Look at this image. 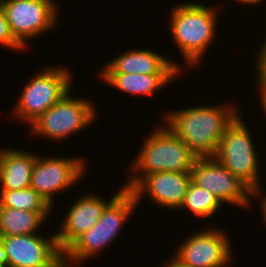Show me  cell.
I'll return each instance as SVG.
<instances>
[{
    "instance_id": "cell-20",
    "label": "cell",
    "mask_w": 266,
    "mask_h": 267,
    "mask_svg": "<svg viewBox=\"0 0 266 267\" xmlns=\"http://www.w3.org/2000/svg\"><path fill=\"white\" fill-rule=\"evenodd\" d=\"M0 207L34 212H51L48 203L31 187L0 190Z\"/></svg>"
},
{
    "instance_id": "cell-6",
    "label": "cell",
    "mask_w": 266,
    "mask_h": 267,
    "mask_svg": "<svg viewBox=\"0 0 266 267\" xmlns=\"http://www.w3.org/2000/svg\"><path fill=\"white\" fill-rule=\"evenodd\" d=\"M70 93L71 90L30 125V134L62 142L93 124L98 118L95 104L73 98Z\"/></svg>"
},
{
    "instance_id": "cell-25",
    "label": "cell",
    "mask_w": 266,
    "mask_h": 267,
    "mask_svg": "<svg viewBox=\"0 0 266 267\" xmlns=\"http://www.w3.org/2000/svg\"><path fill=\"white\" fill-rule=\"evenodd\" d=\"M0 267H8L6 252L1 241H0Z\"/></svg>"
},
{
    "instance_id": "cell-22",
    "label": "cell",
    "mask_w": 266,
    "mask_h": 267,
    "mask_svg": "<svg viewBox=\"0 0 266 267\" xmlns=\"http://www.w3.org/2000/svg\"><path fill=\"white\" fill-rule=\"evenodd\" d=\"M261 41L258 51H256V56L254 65L256 72V79L266 88V38Z\"/></svg>"
},
{
    "instance_id": "cell-27",
    "label": "cell",
    "mask_w": 266,
    "mask_h": 267,
    "mask_svg": "<svg viewBox=\"0 0 266 267\" xmlns=\"http://www.w3.org/2000/svg\"><path fill=\"white\" fill-rule=\"evenodd\" d=\"M162 267H182V266L173 258H170L169 260H167V262H165V264H162Z\"/></svg>"
},
{
    "instance_id": "cell-24",
    "label": "cell",
    "mask_w": 266,
    "mask_h": 267,
    "mask_svg": "<svg viewBox=\"0 0 266 267\" xmlns=\"http://www.w3.org/2000/svg\"><path fill=\"white\" fill-rule=\"evenodd\" d=\"M256 87H257V92L259 93V98H260V105L261 108L264 110L263 113L266 114V88L256 79Z\"/></svg>"
},
{
    "instance_id": "cell-7",
    "label": "cell",
    "mask_w": 266,
    "mask_h": 267,
    "mask_svg": "<svg viewBox=\"0 0 266 267\" xmlns=\"http://www.w3.org/2000/svg\"><path fill=\"white\" fill-rule=\"evenodd\" d=\"M246 124L239 114L224 133L214 157L253 191L263 184L257 147Z\"/></svg>"
},
{
    "instance_id": "cell-13",
    "label": "cell",
    "mask_w": 266,
    "mask_h": 267,
    "mask_svg": "<svg viewBox=\"0 0 266 267\" xmlns=\"http://www.w3.org/2000/svg\"><path fill=\"white\" fill-rule=\"evenodd\" d=\"M191 182V173L156 172L145 174L130 191L137 203L146 195L158 207L179 210Z\"/></svg>"
},
{
    "instance_id": "cell-4",
    "label": "cell",
    "mask_w": 266,
    "mask_h": 267,
    "mask_svg": "<svg viewBox=\"0 0 266 267\" xmlns=\"http://www.w3.org/2000/svg\"><path fill=\"white\" fill-rule=\"evenodd\" d=\"M134 194L123 189L103 210L98 222L80 235L64 252L63 265L77 266L107 249L138 207Z\"/></svg>"
},
{
    "instance_id": "cell-14",
    "label": "cell",
    "mask_w": 266,
    "mask_h": 267,
    "mask_svg": "<svg viewBox=\"0 0 266 267\" xmlns=\"http://www.w3.org/2000/svg\"><path fill=\"white\" fill-rule=\"evenodd\" d=\"M124 189L120 187L118 191L110 198V201L104 200L96 193H87L76 199L68 211H66L64 220L60 229L55 232L56 241L59 249L64 252L80 235L92 228L100 219L105 207Z\"/></svg>"
},
{
    "instance_id": "cell-17",
    "label": "cell",
    "mask_w": 266,
    "mask_h": 267,
    "mask_svg": "<svg viewBox=\"0 0 266 267\" xmlns=\"http://www.w3.org/2000/svg\"><path fill=\"white\" fill-rule=\"evenodd\" d=\"M107 85L130 95L154 96L158 90H163L169 83L177 80L183 74H128V73H98ZM175 79V80H174Z\"/></svg>"
},
{
    "instance_id": "cell-21",
    "label": "cell",
    "mask_w": 266,
    "mask_h": 267,
    "mask_svg": "<svg viewBox=\"0 0 266 267\" xmlns=\"http://www.w3.org/2000/svg\"><path fill=\"white\" fill-rule=\"evenodd\" d=\"M0 46L15 51H24V47L14 38L10 26L6 20L3 5L0 4Z\"/></svg>"
},
{
    "instance_id": "cell-8",
    "label": "cell",
    "mask_w": 266,
    "mask_h": 267,
    "mask_svg": "<svg viewBox=\"0 0 266 267\" xmlns=\"http://www.w3.org/2000/svg\"><path fill=\"white\" fill-rule=\"evenodd\" d=\"M56 0H3L6 20L14 38L27 49L30 41L59 24ZM31 39V40H30ZM30 40V41H28Z\"/></svg>"
},
{
    "instance_id": "cell-26",
    "label": "cell",
    "mask_w": 266,
    "mask_h": 267,
    "mask_svg": "<svg viewBox=\"0 0 266 267\" xmlns=\"http://www.w3.org/2000/svg\"><path fill=\"white\" fill-rule=\"evenodd\" d=\"M232 1H236V3L238 4H243V5H248L251 4L250 6L252 5H257L260 6V3L264 2V0H232Z\"/></svg>"
},
{
    "instance_id": "cell-5",
    "label": "cell",
    "mask_w": 266,
    "mask_h": 267,
    "mask_svg": "<svg viewBox=\"0 0 266 267\" xmlns=\"http://www.w3.org/2000/svg\"><path fill=\"white\" fill-rule=\"evenodd\" d=\"M71 69L59 66L40 68L32 75L13 107L14 119L30 126L45 111L55 105L72 89ZM73 78V79H72Z\"/></svg>"
},
{
    "instance_id": "cell-18",
    "label": "cell",
    "mask_w": 266,
    "mask_h": 267,
    "mask_svg": "<svg viewBox=\"0 0 266 267\" xmlns=\"http://www.w3.org/2000/svg\"><path fill=\"white\" fill-rule=\"evenodd\" d=\"M50 213L0 207V237L36 234Z\"/></svg>"
},
{
    "instance_id": "cell-2",
    "label": "cell",
    "mask_w": 266,
    "mask_h": 267,
    "mask_svg": "<svg viewBox=\"0 0 266 267\" xmlns=\"http://www.w3.org/2000/svg\"><path fill=\"white\" fill-rule=\"evenodd\" d=\"M172 7L168 17L172 39L184 58V64L191 68L199 67L216 39L220 9L194 1Z\"/></svg>"
},
{
    "instance_id": "cell-12",
    "label": "cell",
    "mask_w": 266,
    "mask_h": 267,
    "mask_svg": "<svg viewBox=\"0 0 266 267\" xmlns=\"http://www.w3.org/2000/svg\"><path fill=\"white\" fill-rule=\"evenodd\" d=\"M8 267H64L63 252L55 233L47 237L37 234L0 237Z\"/></svg>"
},
{
    "instance_id": "cell-10",
    "label": "cell",
    "mask_w": 266,
    "mask_h": 267,
    "mask_svg": "<svg viewBox=\"0 0 266 267\" xmlns=\"http://www.w3.org/2000/svg\"><path fill=\"white\" fill-rule=\"evenodd\" d=\"M82 157L37 156L31 175L33 188L54 209V194L67 191L78 184L88 167Z\"/></svg>"
},
{
    "instance_id": "cell-1",
    "label": "cell",
    "mask_w": 266,
    "mask_h": 267,
    "mask_svg": "<svg viewBox=\"0 0 266 267\" xmlns=\"http://www.w3.org/2000/svg\"><path fill=\"white\" fill-rule=\"evenodd\" d=\"M234 104L206 105L168 110L163 123L197 158L214 157L229 125L240 114Z\"/></svg>"
},
{
    "instance_id": "cell-11",
    "label": "cell",
    "mask_w": 266,
    "mask_h": 267,
    "mask_svg": "<svg viewBox=\"0 0 266 267\" xmlns=\"http://www.w3.org/2000/svg\"><path fill=\"white\" fill-rule=\"evenodd\" d=\"M191 177L194 184L217 196L225 205L248 209L255 203L252 191L215 157L196 158Z\"/></svg>"
},
{
    "instance_id": "cell-19",
    "label": "cell",
    "mask_w": 266,
    "mask_h": 267,
    "mask_svg": "<svg viewBox=\"0 0 266 267\" xmlns=\"http://www.w3.org/2000/svg\"><path fill=\"white\" fill-rule=\"evenodd\" d=\"M222 204L217 196L191 182L179 211H183V209L186 211L187 209L189 213L192 212L198 219H205L220 211L221 207H223Z\"/></svg>"
},
{
    "instance_id": "cell-3",
    "label": "cell",
    "mask_w": 266,
    "mask_h": 267,
    "mask_svg": "<svg viewBox=\"0 0 266 267\" xmlns=\"http://www.w3.org/2000/svg\"><path fill=\"white\" fill-rule=\"evenodd\" d=\"M144 139L133 163L130 165V178L123 185L130 190L145 174L171 171L191 173L196 156L190 148L167 126L155 125Z\"/></svg>"
},
{
    "instance_id": "cell-9",
    "label": "cell",
    "mask_w": 266,
    "mask_h": 267,
    "mask_svg": "<svg viewBox=\"0 0 266 267\" xmlns=\"http://www.w3.org/2000/svg\"><path fill=\"white\" fill-rule=\"evenodd\" d=\"M200 230L187 236L171 257L182 267H228L232 264L234 252L228 234L214 226Z\"/></svg>"
},
{
    "instance_id": "cell-15",
    "label": "cell",
    "mask_w": 266,
    "mask_h": 267,
    "mask_svg": "<svg viewBox=\"0 0 266 267\" xmlns=\"http://www.w3.org/2000/svg\"><path fill=\"white\" fill-rule=\"evenodd\" d=\"M104 65L99 73L182 74L184 69L169 56L149 49L127 50Z\"/></svg>"
},
{
    "instance_id": "cell-16",
    "label": "cell",
    "mask_w": 266,
    "mask_h": 267,
    "mask_svg": "<svg viewBox=\"0 0 266 267\" xmlns=\"http://www.w3.org/2000/svg\"><path fill=\"white\" fill-rule=\"evenodd\" d=\"M38 154L22 149H0V190L31 186V175Z\"/></svg>"
},
{
    "instance_id": "cell-23",
    "label": "cell",
    "mask_w": 266,
    "mask_h": 267,
    "mask_svg": "<svg viewBox=\"0 0 266 267\" xmlns=\"http://www.w3.org/2000/svg\"><path fill=\"white\" fill-rule=\"evenodd\" d=\"M262 188V189H261ZM265 192L264 189H263V186H258L256 187L253 191H252V199L253 197L256 199H258V204H260V210H262L260 213L262 215V219L264 220L263 222L265 223L266 222V192L265 194L263 195V193Z\"/></svg>"
}]
</instances>
